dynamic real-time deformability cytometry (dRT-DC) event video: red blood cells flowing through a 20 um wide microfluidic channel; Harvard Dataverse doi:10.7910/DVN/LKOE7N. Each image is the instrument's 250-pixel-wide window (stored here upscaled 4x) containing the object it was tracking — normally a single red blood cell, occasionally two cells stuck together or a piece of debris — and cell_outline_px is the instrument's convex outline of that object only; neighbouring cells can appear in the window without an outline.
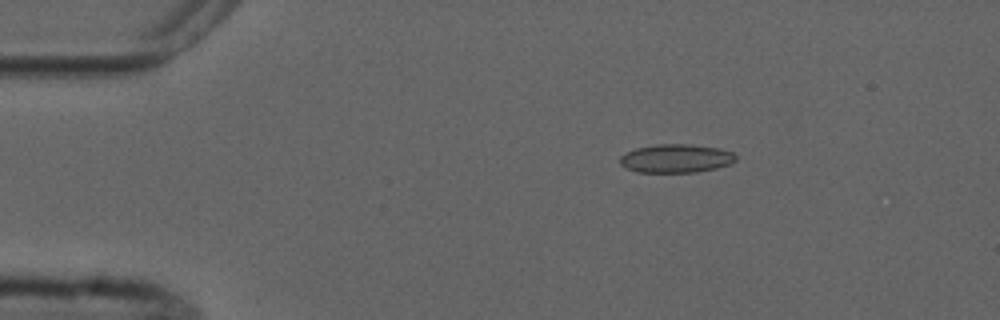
{"species": "common noctule bat (a hibernating species)", "species_latin": "Nyctalus noctula", "temperature_condition": "cold", "stored_images_in_passage": 5, "camera_frame_rate_fps": 3000, "um_per_image_px": 0.085, "animal": {"sex": "male", "forearm_length_mm": 52.5}, "frame": {"image": 1, "passage_image": 3, "time_ms": 2.333, "image_size_px": [1000, 320], "cell_outline_px": [[736, 160], [728, 164], [716, 168], [696, 172], [636, 172], [624, 168], [620, 164], [620, 156], [624, 152], [636, 148], [656, 144], [692, 144], [716, 148], [732, 152], [736, 156]], "centroid_in_image_um": [57.4, 13.46], "position_along_channel_um": 27.6, "area_um2": 19.31}}
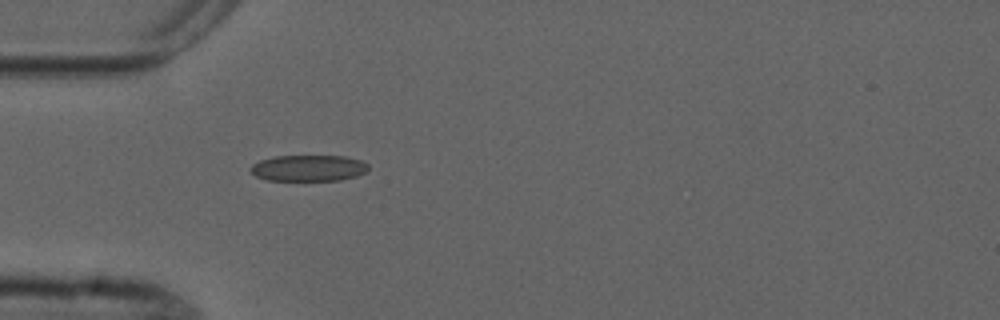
{"frame": {"image": 2, "passage_image": 5, "time_ms": 4.667, "image_size_px": [1000, 320], "cell_outline_px": [[368, 172], [356, 176], [340, 180], [268, 180], [256, 176], [248, 168], [252, 164], [260, 160], [276, 156], [344, 156], [360, 160], [368, 164]], "centroid_in_image_um": [26.23, 14.28], "position_along_channel_um": 58.8, "area_um2": 17.98}}